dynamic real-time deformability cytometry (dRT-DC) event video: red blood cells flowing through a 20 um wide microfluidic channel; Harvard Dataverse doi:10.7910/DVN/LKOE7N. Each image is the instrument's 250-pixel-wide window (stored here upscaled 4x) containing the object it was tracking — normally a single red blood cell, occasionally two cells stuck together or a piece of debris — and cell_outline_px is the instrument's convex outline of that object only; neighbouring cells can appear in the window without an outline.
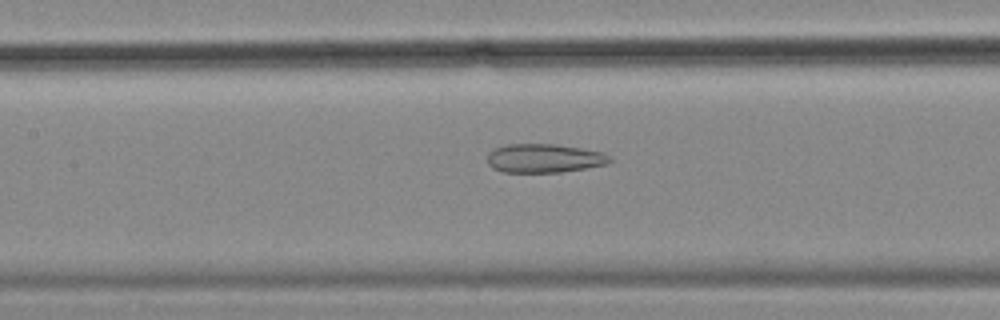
{"species": "common noctule bat (a hibernating species)", "species_latin": "Nyctalus noctula", "temperature_condition": "cold", "stored_images_in_passage": 57, "camera_frame_rate_fps": 3000, "um_per_image_px": 0.085, "animal": {"sex": "female", "body_mass_g": 18.4}, "frame": {"image": 1, "passage_image": 26, "time_ms": 8.333, "image_size_px": [1000, 320], "cell_outline_px": [[612, 160], [608, 164], [560, 172], [504, 172], [492, 168], [488, 164], [488, 152], [496, 148], [508, 144], [556, 144], [604, 152]], "centroid_in_image_um": [46.25, 13.45], "position_along_channel_um": 161.1, "area_um2": 20.46}}
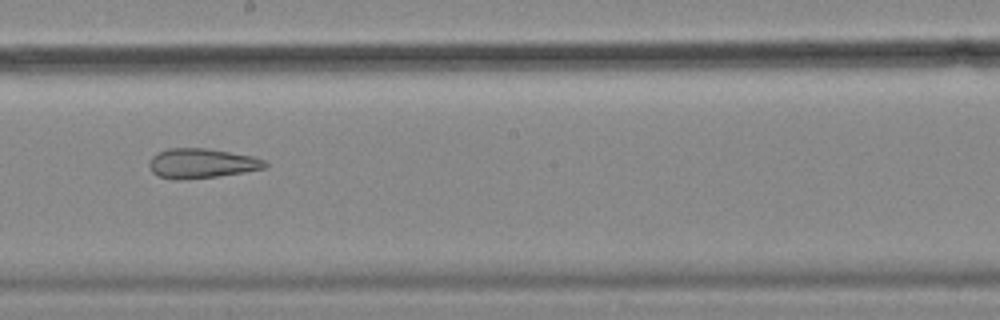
{"frame": {"image": 2, "passage_image": 32, "time_ms": 10.333, "image_size_px": [1000, 320], "cell_outline_px": [[268, 164], [264, 168], [244, 172], [216, 176], [176, 180], [156, 176], [148, 168], [148, 164], [152, 156], [168, 148], [204, 148], [252, 156], [264, 160]], "centroid_in_image_um": [17.08, 13.89], "position_along_channel_um": 231.1, "area_um2": 19.88}}
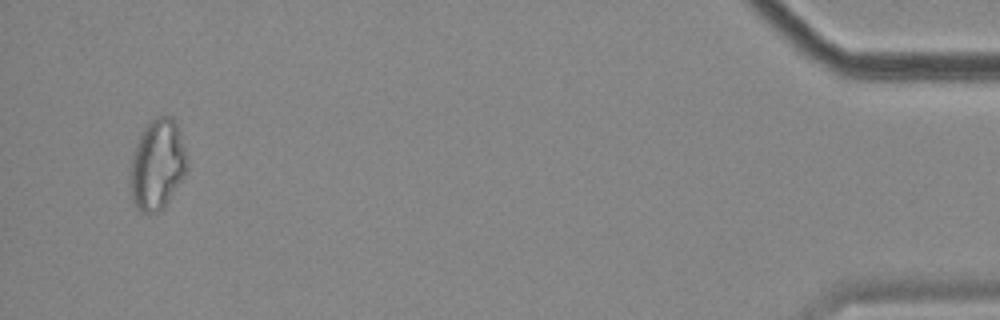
{"frame": {"image": 3, "passage_image": 55, "time_ms": 18.0, "image_size_px": [1000, 320], "cell_outline_px": [[188, 172], [164, 208], [160, 212], [140, 212], [136, 208], [132, 200], [128, 176], [132, 152], [144, 128], [156, 116], [172, 116], [176, 124], [184, 148], [188, 168]], "centroid_in_image_um": [13.35, 14.04], "position_along_channel_um": 421.9, "area_um2": 30.29}, "authors_computed_cell_mechanics": {"area_um2": 26.9348, "velocity_mm_per_s": 3.521, "shape_relaxation_time_tau1_ms": null, "shape_relaxation_time_tau2_ms": 2.8653, "deformation_change_tau1": null, "deformation_change_tau2": 0.1251}}